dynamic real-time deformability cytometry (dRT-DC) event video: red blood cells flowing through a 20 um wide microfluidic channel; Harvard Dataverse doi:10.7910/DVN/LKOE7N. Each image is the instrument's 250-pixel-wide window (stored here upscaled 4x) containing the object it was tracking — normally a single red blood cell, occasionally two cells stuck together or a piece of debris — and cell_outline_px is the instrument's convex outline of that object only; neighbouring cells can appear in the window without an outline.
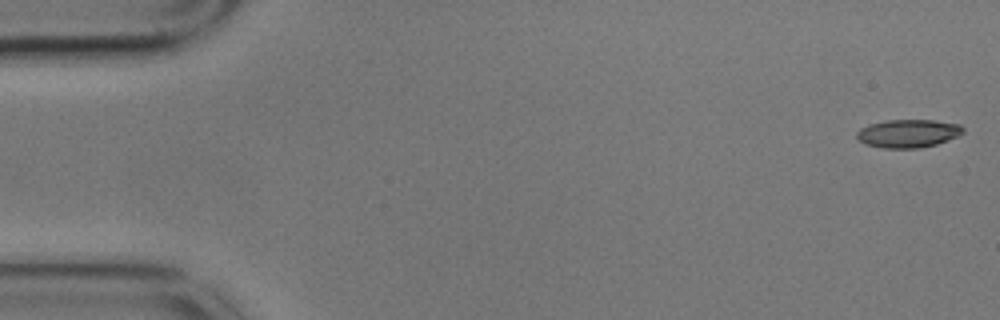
{"species": "common noctule bat (a hibernating species)", "species_latin": "Nyctalus noctula", "temperature_condition": "cold", "stored_images_in_passage": 56, "camera_frame_rate_fps": 3000, "um_per_image_px": 0.085, "animal": {"sex": "male", "body_mass_g": 17.9}, "frame": {"image": 1, "passage_image": 1, "time_ms": 0.0, "image_size_px": [1000, 320], "cell_outline_px": [[964, 132], [956, 136], [936, 144], [920, 148], [884, 148], [864, 144], [856, 136], [856, 132], [860, 128], [868, 124], [888, 120], [932, 120], [960, 124], [964, 128]], "centroid_in_image_um": [77.16, 11.34], "position_along_channel_um": 7.8, "area_um2": 17.4}}
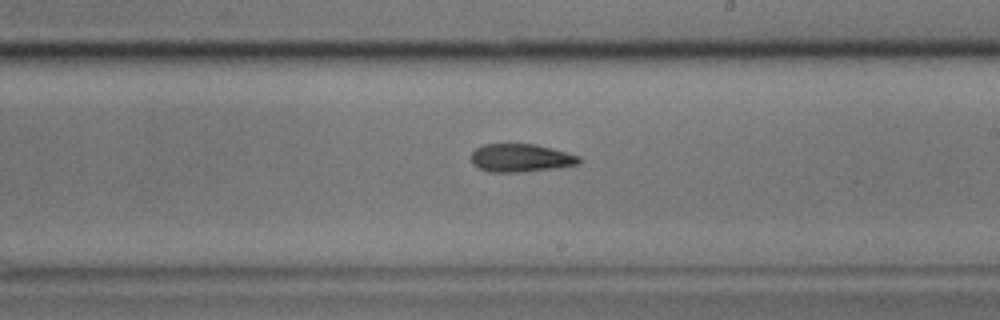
{"frame": {"image": 2, "passage_image": 32, "time_ms": 10.333, "image_size_px": [1000, 320], "cell_outline_px": [[580, 164], [556, 168], [524, 172], [488, 172], [472, 164], [472, 152], [476, 148], [484, 144], [536, 144], [552, 148], [580, 156]], "centroid_in_image_um": [44.28, 13.43], "position_along_channel_um": 244.7, "area_um2": 17.74}}
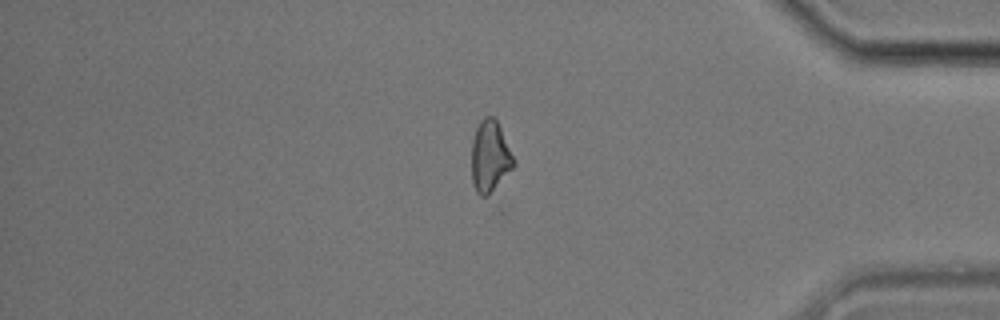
{"frame": {"image": 3, "passage_image": 47, "time_ms": 15.333, "image_size_px": [1000, 320], "cell_outline_px": [[516, 164], [488, 196], [480, 196], [476, 192], [472, 184], [472, 140], [476, 128], [480, 120], [484, 116], [492, 116], [496, 120], [516, 160]], "centroid_in_image_um": [41.64, 13.31], "position_along_channel_um": 393.6, "area_um2": 17.57}, "authors_computed_cell_mechanics": {"area_um2": 17.8024, "velocity_mm_per_s": 3.5447, "shape_relaxation_time_tau1_ms": null, "shape_relaxation_time_tau2_ms": 4.9049, "deformation_change_tau1": null, "deformation_change_tau2": 0.1441}}